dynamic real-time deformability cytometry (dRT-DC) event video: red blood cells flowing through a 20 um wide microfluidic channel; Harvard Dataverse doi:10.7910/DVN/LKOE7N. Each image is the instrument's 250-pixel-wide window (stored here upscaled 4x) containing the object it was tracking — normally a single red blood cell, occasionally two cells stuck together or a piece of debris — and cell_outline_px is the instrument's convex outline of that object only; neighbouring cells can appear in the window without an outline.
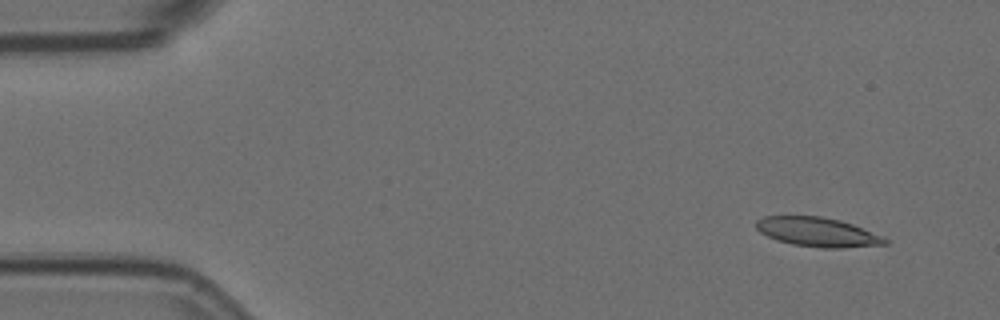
{"species": "Egyptian fruit bat (a non-hibernating species)", "species_latin": "Rousettus aegyptiacus", "temperature_condition": "room temperature", "stored_images_in_passage": 53, "camera_frame_rate_fps": 3000, "um_per_image_px": 0.085, "animal": {"sex": "female"}, "frame": {"image": 1, "passage_image": 1, "time_ms": 0.0, "image_size_px": [1000, 320], "cell_outline_px": [[888, 244], [844, 248], [824, 248], [792, 244], [776, 240], [760, 232], [756, 228], [756, 220], [764, 216], [820, 216], [840, 220], [852, 224], [884, 236], [888, 240]], "centroid_in_image_um": [69.51, 19.73], "position_along_channel_um": 15.5, "area_um2": 22.02}}
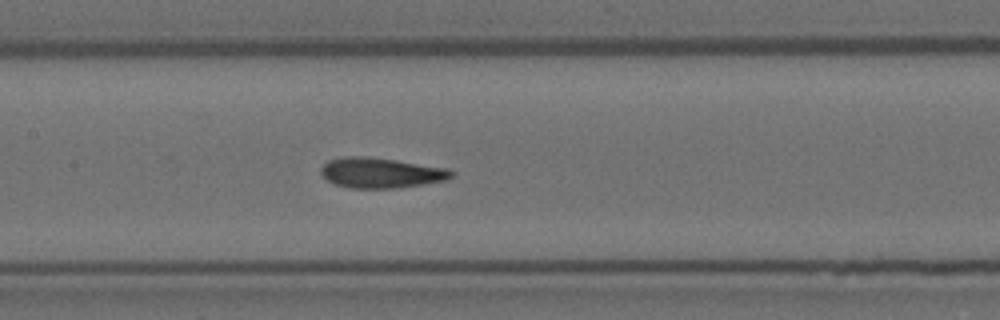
{"frame": {"image": 2, "passage_image": 23, "time_ms": 7.333, "image_size_px": [1000, 320], "cell_outline_px": [[456, 172], [448, 180], [424, 184], [396, 188], [352, 188], [336, 184], [328, 180], [320, 172], [320, 168], [328, 160], [344, 156], [364, 156], [396, 160], [448, 168]], "centroid_in_image_um": [32.41, 14.68], "position_along_channel_um": 175.0, "area_um2": 23.06}}
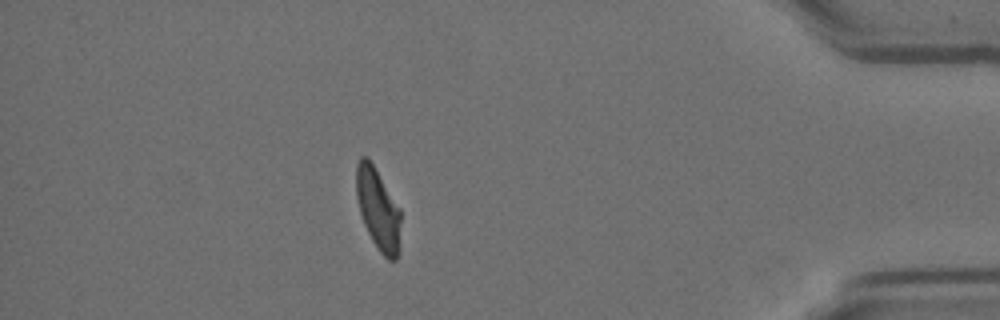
{"frame": {"image": 3, "passage_image": 46, "time_ms": 15.0, "image_size_px": [1000, 320], "cell_outline_px": [[400, 248], [396, 260], [388, 260], [380, 252], [372, 240], [364, 224], [360, 212], [356, 196], [356, 164], [360, 156], [368, 156], [400, 208]], "centroid_in_image_um": [32.13, 17.77], "position_along_channel_um": 403.1, "area_um2": 21.27}, "authors_computed_cell_mechanics": {"area_um2": 22.3108, "velocity_mm_per_s": 3.5836, "shape_relaxation_time_tau1_ms": 10.8881, "shape_relaxation_time_tau2_ms": 1.686, "deformation_change_tau1": 0.2233, "deformation_change_tau2": 0.076}}